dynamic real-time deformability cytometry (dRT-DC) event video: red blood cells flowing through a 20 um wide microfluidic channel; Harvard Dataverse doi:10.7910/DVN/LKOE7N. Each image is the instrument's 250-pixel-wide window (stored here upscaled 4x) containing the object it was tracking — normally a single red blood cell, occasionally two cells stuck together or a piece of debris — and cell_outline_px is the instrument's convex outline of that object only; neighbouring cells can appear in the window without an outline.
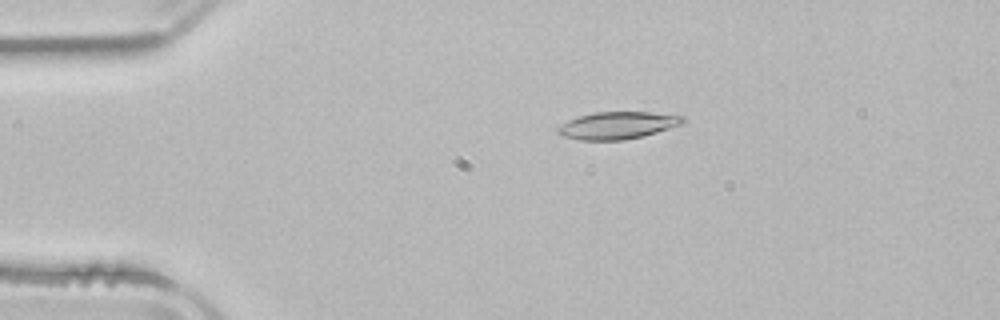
{"species": "common noctule bat (a hibernating species)", "species_latin": "Nyctalus noctula", "temperature_condition": "room temperature", "stored_images_in_passage": 5, "camera_frame_rate_fps": 3000, "um_per_image_px": 0.085, "animal": {"sex": "male", "body_mass_g": 21.5, "forearm_length_mm": 52.0}, "frame": {"image": 1, "passage_image": 3, "time_ms": 2.667, "image_size_px": [1000, 320], "cell_outline_px": [[684, 124], [644, 136], [624, 140], [580, 140], [560, 136], [556, 132], [556, 128], [568, 120], [592, 112], [648, 112], [684, 116]], "centroid_in_image_um": [52.47, 10.66], "position_along_channel_um": 32.5, "area_um2": 20.0}}
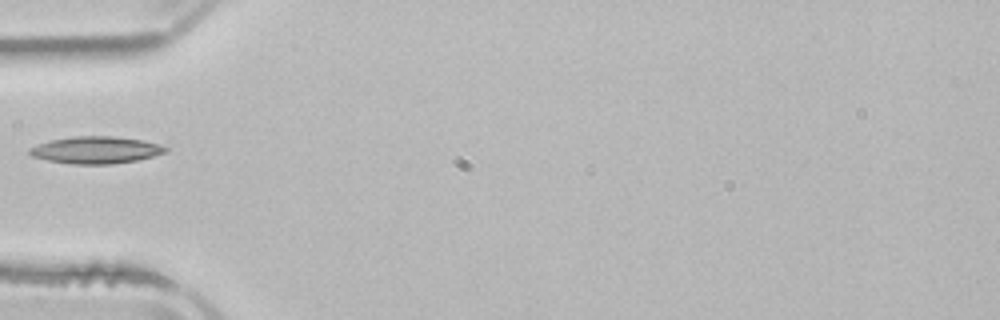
{"frame": {"image": 2, "passage_image": 5, "time_ms": 5.0, "image_size_px": [1000, 320], "cell_outline_px": [[168, 152], [136, 160], [112, 164], [72, 164], [48, 160], [32, 156], [28, 152], [28, 148], [52, 140], [72, 136], [112, 136], [140, 140], [156, 144], [168, 148]], "centroid_in_image_um": [8.13, 12.75], "position_along_channel_um": 76.9, "area_um2": 21.15}}